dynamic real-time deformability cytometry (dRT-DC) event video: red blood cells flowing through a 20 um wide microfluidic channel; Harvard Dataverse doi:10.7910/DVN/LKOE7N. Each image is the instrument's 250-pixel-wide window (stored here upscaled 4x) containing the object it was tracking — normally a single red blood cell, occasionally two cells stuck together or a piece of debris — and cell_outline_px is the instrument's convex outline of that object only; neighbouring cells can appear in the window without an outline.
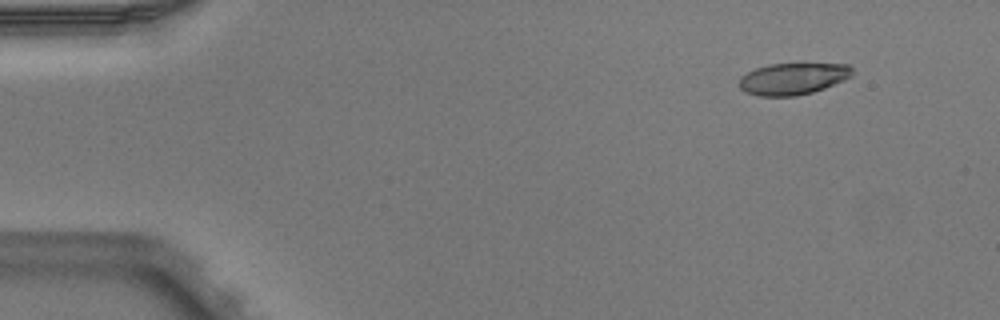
{"species": "Egyptian fruit bat (a non-hibernating species)", "species_latin": "Rousettus aegyptiacus", "temperature_condition": "warm", "stored_images_in_passage": 6, "camera_frame_rate_fps": 3000, "um_per_image_px": 0.085, "animal": {"sex": "male"}, "frame": {"image": 1, "passage_image": 1, "time_ms": 0.0, "image_size_px": [1000, 320], "cell_outline_px": [[852, 76], [844, 80], [824, 88], [812, 92], [796, 96], [760, 96], [744, 92], [740, 88], [740, 76], [756, 68], [768, 64], [848, 64], [852, 68]], "centroid_in_image_um": [67.38, 6.69], "position_along_channel_um": 17.6, "area_um2": 20.81}}
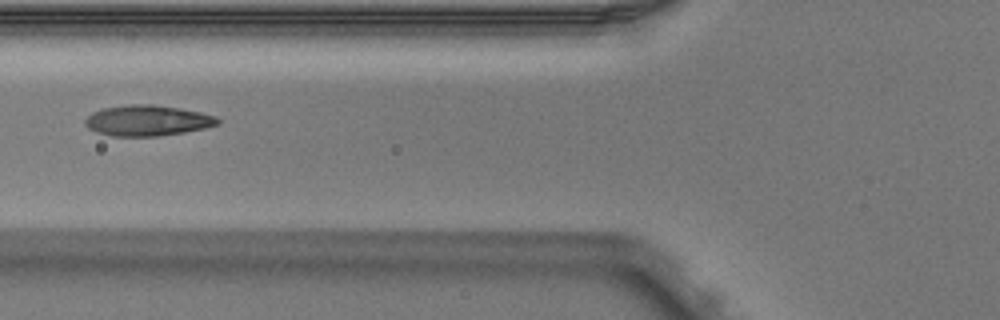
{"frame": {"image": 2, "passage_image": 5, "time_ms": 1.333, "image_size_px": [1000, 320], "cell_outline_px": [[220, 124], [204, 128], [184, 132], [156, 136], [112, 136], [96, 132], [88, 128], [84, 124], [84, 120], [92, 112], [104, 108], [128, 104], [152, 104], [180, 108], [200, 112], [216, 116], [220, 120]], "centroid_in_image_um": [12.52, 10.24], "position_along_channel_um": 113.3, "area_um2": 23.76}}
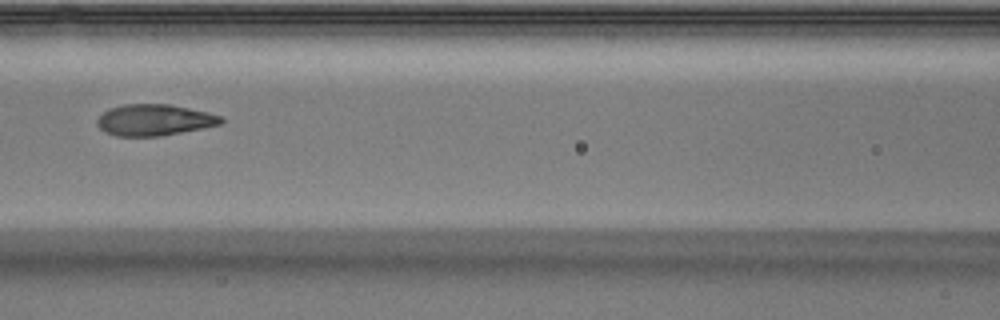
{"frame": {"image": 3, "passage_image": 6, "time_ms": 1.667, "image_size_px": [1000, 320], "cell_outline_px": [[224, 120], [220, 124], [204, 128], [160, 136], [116, 136], [104, 132], [96, 124], [96, 120], [108, 108], [124, 104], [168, 104], [208, 112], [220, 116]], "centroid_in_image_um": [13.09, 10.2], "position_along_channel_um": 153.5, "area_um2": 22.6}}